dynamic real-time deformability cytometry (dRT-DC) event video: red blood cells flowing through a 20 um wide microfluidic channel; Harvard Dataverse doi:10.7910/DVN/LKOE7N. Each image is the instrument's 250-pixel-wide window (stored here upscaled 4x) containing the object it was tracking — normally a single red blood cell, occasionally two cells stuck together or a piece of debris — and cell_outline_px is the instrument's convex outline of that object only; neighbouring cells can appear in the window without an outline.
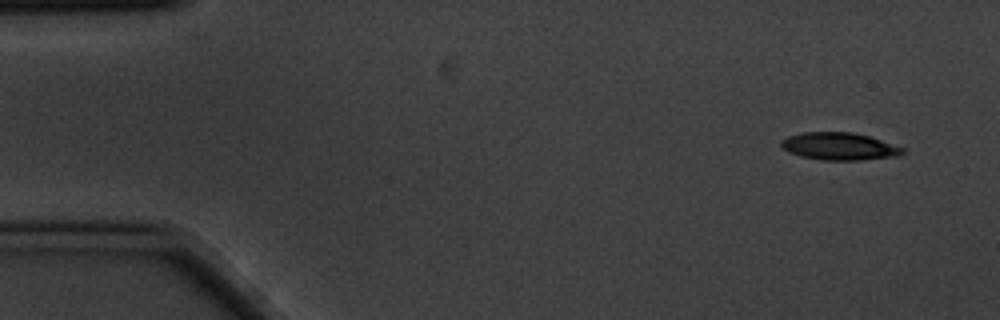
{"species": "common noctule bat (a hibernating species)", "species_latin": "Nyctalus noctula", "temperature_condition": "cold", "stored_images_in_passage": 5, "camera_frame_rate_fps": 3000, "um_per_image_px": 0.085, "animal": {"sex": "male", "body_mass_g": 20.1, "forearm_length_mm": 53.5}, "frame": {"image": 1, "passage_image": 1, "time_ms": 0.0, "image_size_px": [1000, 320], "cell_outline_px": [[904, 152], [896, 156], [864, 160], [820, 160], [800, 156], [788, 152], [780, 144], [780, 140], [788, 136], [804, 132], [852, 132], [868, 136], [904, 148]], "centroid_in_image_um": [71.3, 12.44], "position_along_channel_um": 13.7, "area_um2": 19.36}}